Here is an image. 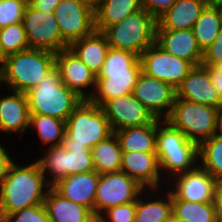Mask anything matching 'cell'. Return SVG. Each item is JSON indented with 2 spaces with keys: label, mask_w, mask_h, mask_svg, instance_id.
<instances>
[{
  "label": "cell",
  "mask_w": 222,
  "mask_h": 222,
  "mask_svg": "<svg viewBox=\"0 0 222 222\" xmlns=\"http://www.w3.org/2000/svg\"><path fill=\"white\" fill-rule=\"evenodd\" d=\"M45 178L37 161L24 167L12 162L0 186V220L7 214L44 204Z\"/></svg>",
  "instance_id": "cell-1"
},
{
  "label": "cell",
  "mask_w": 222,
  "mask_h": 222,
  "mask_svg": "<svg viewBox=\"0 0 222 222\" xmlns=\"http://www.w3.org/2000/svg\"><path fill=\"white\" fill-rule=\"evenodd\" d=\"M112 134L101 106L82 100L66 121L62 145L66 150H91Z\"/></svg>",
  "instance_id": "cell-2"
},
{
  "label": "cell",
  "mask_w": 222,
  "mask_h": 222,
  "mask_svg": "<svg viewBox=\"0 0 222 222\" xmlns=\"http://www.w3.org/2000/svg\"><path fill=\"white\" fill-rule=\"evenodd\" d=\"M25 95L29 114L47 115L63 121H67L83 100L62 82L56 67Z\"/></svg>",
  "instance_id": "cell-3"
},
{
  "label": "cell",
  "mask_w": 222,
  "mask_h": 222,
  "mask_svg": "<svg viewBox=\"0 0 222 222\" xmlns=\"http://www.w3.org/2000/svg\"><path fill=\"white\" fill-rule=\"evenodd\" d=\"M56 54L30 48L7 56L2 81L14 91L26 93L55 68Z\"/></svg>",
  "instance_id": "cell-4"
},
{
  "label": "cell",
  "mask_w": 222,
  "mask_h": 222,
  "mask_svg": "<svg viewBox=\"0 0 222 222\" xmlns=\"http://www.w3.org/2000/svg\"><path fill=\"white\" fill-rule=\"evenodd\" d=\"M157 20L143 8L121 22L107 27L105 35L110 48L126 50L137 56L156 43Z\"/></svg>",
  "instance_id": "cell-5"
},
{
  "label": "cell",
  "mask_w": 222,
  "mask_h": 222,
  "mask_svg": "<svg viewBox=\"0 0 222 222\" xmlns=\"http://www.w3.org/2000/svg\"><path fill=\"white\" fill-rule=\"evenodd\" d=\"M160 122L166 126L159 127ZM156 154L160 170L172 172V175L193 170L194 163L199 158L198 145L195 142L190 141L168 121L159 119H157Z\"/></svg>",
  "instance_id": "cell-6"
},
{
  "label": "cell",
  "mask_w": 222,
  "mask_h": 222,
  "mask_svg": "<svg viewBox=\"0 0 222 222\" xmlns=\"http://www.w3.org/2000/svg\"><path fill=\"white\" fill-rule=\"evenodd\" d=\"M166 121L199 146L218 133L219 108L176 97Z\"/></svg>",
  "instance_id": "cell-7"
},
{
  "label": "cell",
  "mask_w": 222,
  "mask_h": 222,
  "mask_svg": "<svg viewBox=\"0 0 222 222\" xmlns=\"http://www.w3.org/2000/svg\"><path fill=\"white\" fill-rule=\"evenodd\" d=\"M30 48L59 53L69 48L63 39L54 12L38 11L27 4L22 20Z\"/></svg>",
  "instance_id": "cell-8"
},
{
  "label": "cell",
  "mask_w": 222,
  "mask_h": 222,
  "mask_svg": "<svg viewBox=\"0 0 222 222\" xmlns=\"http://www.w3.org/2000/svg\"><path fill=\"white\" fill-rule=\"evenodd\" d=\"M144 188L122 171L100 174L94 201L95 217L99 218L102 210L136 201Z\"/></svg>",
  "instance_id": "cell-9"
},
{
  "label": "cell",
  "mask_w": 222,
  "mask_h": 222,
  "mask_svg": "<svg viewBox=\"0 0 222 222\" xmlns=\"http://www.w3.org/2000/svg\"><path fill=\"white\" fill-rule=\"evenodd\" d=\"M139 59L142 72L172 85L175 89L194 67L189 61L165 52L156 43L149 46Z\"/></svg>",
  "instance_id": "cell-10"
},
{
  "label": "cell",
  "mask_w": 222,
  "mask_h": 222,
  "mask_svg": "<svg viewBox=\"0 0 222 222\" xmlns=\"http://www.w3.org/2000/svg\"><path fill=\"white\" fill-rule=\"evenodd\" d=\"M54 15L62 37L69 45L96 30L95 11L77 0H61Z\"/></svg>",
  "instance_id": "cell-11"
},
{
  "label": "cell",
  "mask_w": 222,
  "mask_h": 222,
  "mask_svg": "<svg viewBox=\"0 0 222 222\" xmlns=\"http://www.w3.org/2000/svg\"><path fill=\"white\" fill-rule=\"evenodd\" d=\"M133 96L155 117L166 121L176 99V89L159 79L141 72L132 91ZM168 109L163 114V110ZM164 115V117H163Z\"/></svg>",
  "instance_id": "cell-12"
},
{
  "label": "cell",
  "mask_w": 222,
  "mask_h": 222,
  "mask_svg": "<svg viewBox=\"0 0 222 222\" xmlns=\"http://www.w3.org/2000/svg\"><path fill=\"white\" fill-rule=\"evenodd\" d=\"M113 133L115 131L151 124L155 117L132 93L109 99L101 105Z\"/></svg>",
  "instance_id": "cell-13"
},
{
  "label": "cell",
  "mask_w": 222,
  "mask_h": 222,
  "mask_svg": "<svg viewBox=\"0 0 222 222\" xmlns=\"http://www.w3.org/2000/svg\"><path fill=\"white\" fill-rule=\"evenodd\" d=\"M176 187L171 193V199L188 202L210 203L214 201V190L217 180L199 164L191 171L177 174Z\"/></svg>",
  "instance_id": "cell-14"
},
{
  "label": "cell",
  "mask_w": 222,
  "mask_h": 222,
  "mask_svg": "<svg viewBox=\"0 0 222 222\" xmlns=\"http://www.w3.org/2000/svg\"><path fill=\"white\" fill-rule=\"evenodd\" d=\"M55 67L62 82L83 100H89L93 92H85L83 88L90 85L96 88V75L68 48L56 53ZM88 94V95H87Z\"/></svg>",
  "instance_id": "cell-15"
},
{
  "label": "cell",
  "mask_w": 222,
  "mask_h": 222,
  "mask_svg": "<svg viewBox=\"0 0 222 222\" xmlns=\"http://www.w3.org/2000/svg\"><path fill=\"white\" fill-rule=\"evenodd\" d=\"M176 97L214 108L222 107V99L211 83L209 70L202 64L190 70L177 87Z\"/></svg>",
  "instance_id": "cell-16"
},
{
  "label": "cell",
  "mask_w": 222,
  "mask_h": 222,
  "mask_svg": "<svg viewBox=\"0 0 222 222\" xmlns=\"http://www.w3.org/2000/svg\"><path fill=\"white\" fill-rule=\"evenodd\" d=\"M141 72L142 65L139 59L127 72L98 73L95 88L97 92L89 100L101 106L109 99L132 93Z\"/></svg>",
  "instance_id": "cell-17"
},
{
  "label": "cell",
  "mask_w": 222,
  "mask_h": 222,
  "mask_svg": "<svg viewBox=\"0 0 222 222\" xmlns=\"http://www.w3.org/2000/svg\"><path fill=\"white\" fill-rule=\"evenodd\" d=\"M156 44L165 52L189 61L193 66L202 64L204 52L192 29L156 30Z\"/></svg>",
  "instance_id": "cell-18"
},
{
  "label": "cell",
  "mask_w": 222,
  "mask_h": 222,
  "mask_svg": "<svg viewBox=\"0 0 222 222\" xmlns=\"http://www.w3.org/2000/svg\"><path fill=\"white\" fill-rule=\"evenodd\" d=\"M100 174L96 171L68 175L52 188L65 199L89 208L94 214V201Z\"/></svg>",
  "instance_id": "cell-19"
},
{
  "label": "cell",
  "mask_w": 222,
  "mask_h": 222,
  "mask_svg": "<svg viewBox=\"0 0 222 222\" xmlns=\"http://www.w3.org/2000/svg\"><path fill=\"white\" fill-rule=\"evenodd\" d=\"M160 165L156 152H122L121 171L142 187L158 189Z\"/></svg>",
  "instance_id": "cell-20"
},
{
  "label": "cell",
  "mask_w": 222,
  "mask_h": 222,
  "mask_svg": "<svg viewBox=\"0 0 222 222\" xmlns=\"http://www.w3.org/2000/svg\"><path fill=\"white\" fill-rule=\"evenodd\" d=\"M44 206L50 222H97L89 208L65 199L52 187L47 191Z\"/></svg>",
  "instance_id": "cell-21"
},
{
  "label": "cell",
  "mask_w": 222,
  "mask_h": 222,
  "mask_svg": "<svg viewBox=\"0 0 222 222\" xmlns=\"http://www.w3.org/2000/svg\"><path fill=\"white\" fill-rule=\"evenodd\" d=\"M30 114L25 93L14 91V94L0 98V131L22 132L30 126Z\"/></svg>",
  "instance_id": "cell-22"
},
{
  "label": "cell",
  "mask_w": 222,
  "mask_h": 222,
  "mask_svg": "<svg viewBox=\"0 0 222 222\" xmlns=\"http://www.w3.org/2000/svg\"><path fill=\"white\" fill-rule=\"evenodd\" d=\"M206 6L205 0H177L157 20V30L192 29Z\"/></svg>",
  "instance_id": "cell-23"
},
{
  "label": "cell",
  "mask_w": 222,
  "mask_h": 222,
  "mask_svg": "<svg viewBox=\"0 0 222 222\" xmlns=\"http://www.w3.org/2000/svg\"><path fill=\"white\" fill-rule=\"evenodd\" d=\"M109 44L102 32L95 30L91 35L72 42L69 49L97 76L100 72Z\"/></svg>",
  "instance_id": "cell-24"
},
{
  "label": "cell",
  "mask_w": 222,
  "mask_h": 222,
  "mask_svg": "<svg viewBox=\"0 0 222 222\" xmlns=\"http://www.w3.org/2000/svg\"><path fill=\"white\" fill-rule=\"evenodd\" d=\"M157 119L151 124L115 131L122 152H156Z\"/></svg>",
  "instance_id": "cell-25"
},
{
  "label": "cell",
  "mask_w": 222,
  "mask_h": 222,
  "mask_svg": "<svg viewBox=\"0 0 222 222\" xmlns=\"http://www.w3.org/2000/svg\"><path fill=\"white\" fill-rule=\"evenodd\" d=\"M141 9L142 0H100L95 11V29L103 32L107 27Z\"/></svg>",
  "instance_id": "cell-26"
},
{
  "label": "cell",
  "mask_w": 222,
  "mask_h": 222,
  "mask_svg": "<svg viewBox=\"0 0 222 222\" xmlns=\"http://www.w3.org/2000/svg\"><path fill=\"white\" fill-rule=\"evenodd\" d=\"M94 169L98 174L121 171L122 150L115 133L92 149Z\"/></svg>",
  "instance_id": "cell-27"
},
{
  "label": "cell",
  "mask_w": 222,
  "mask_h": 222,
  "mask_svg": "<svg viewBox=\"0 0 222 222\" xmlns=\"http://www.w3.org/2000/svg\"><path fill=\"white\" fill-rule=\"evenodd\" d=\"M221 26L222 14L220 8L214 5H207L192 28L203 52L214 42Z\"/></svg>",
  "instance_id": "cell-28"
},
{
  "label": "cell",
  "mask_w": 222,
  "mask_h": 222,
  "mask_svg": "<svg viewBox=\"0 0 222 222\" xmlns=\"http://www.w3.org/2000/svg\"><path fill=\"white\" fill-rule=\"evenodd\" d=\"M172 214L181 222H218L214 202L172 199Z\"/></svg>",
  "instance_id": "cell-29"
},
{
  "label": "cell",
  "mask_w": 222,
  "mask_h": 222,
  "mask_svg": "<svg viewBox=\"0 0 222 222\" xmlns=\"http://www.w3.org/2000/svg\"><path fill=\"white\" fill-rule=\"evenodd\" d=\"M202 168L217 181H222V135L216 133L198 146Z\"/></svg>",
  "instance_id": "cell-30"
},
{
  "label": "cell",
  "mask_w": 222,
  "mask_h": 222,
  "mask_svg": "<svg viewBox=\"0 0 222 222\" xmlns=\"http://www.w3.org/2000/svg\"><path fill=\"white\" fill-rule=\"evenodd\" d=\"M66 121L41 114H30L29 125L37 129L40 140L49 147L63 144ZM55 141V142H54Z\"/></svg>",
  "instance_id": "cell-31"
},
{
  "label": "cell",
  "mask_w": 222,
  "mask_h": 222,
  "mask_svg": "<svg viewBox=\"0 0 222 222\" xmlns=\"http://www.w3.org/2000/svg\"><path fill=\"white\" fill-rule=\"evenodd\" d=\"M166 202L161 200L147 201L136 200L135 222H165L172 215V199L170 191Z\"/></svg>",
  "instance_id": "cell-32"
},
{
  "label": "cell",
  "mask_w": 222,
  "mask_h": 222,
  "mask_svg": "<svg viewBox=\"0 0 222 222\" xmlns=\"http://www.w3.org/2000/svg\"><path fill=\"white\" fill-rule=\"evenodd\" d=\"M37 163L44 175L46 169L50 171V174L52 173V181L49 180L46 182V184H48L50 187L68 176L66 149L63 147V145L49 147V149L47 148L45 157L40 158Z\"/></svg>",
  "instance_id": "cell-33"
},
{
  "label": "cell",
  "mask_w": 222,
  "mask_h": 222,
  "mask_svg": "<svg viewBox=\"0 0 222 222\" xmlns=\"http://www.w3.org/2000/svg\"><path fill=\"white\" fill-rule=\"evenodd\" d=\"M0 43L7 56L30 49L22 22L1 28Z\"/></svg>",
  "instance_id": "cell-34"
},
{
  "label": "cell",
  "mask_w": 222,
  "mask_h": 222,
  "mask_svg": "<svg viewBox=\"0 0 222 222\" xmlns=\"http://www.w3.org/2000/svg\"><path fill=\"white\" fill-rule=\"evenodd\" d=\"M138 60L139 56L132 52L109 48L99 73L127 72Z\"/></svg>",
  "instance_id": "cell-35"
},
{
  "label": "cell",
  "mask_w": 222,
  "mask_h": 222,
  "mask_svg": "<svg viewBox=\"0 0 222 222\" xmlns=\"http://www.w3.org/2000/svg\"><path fill=\"white\" fill-rule=\"evenodd\" d=\"M28 0H0V29L22 22Z\"/></svg>",
  "instance_id": "cell-36"
},
{
  "label": "cell",
  "mask_w": 222,
  "mask_h": 222,
  "mask_svg": "<svg viewBox=\"0 0 222 222\" xmlns=\"http://www.w3.org/2000/svg\"><path fill=\"white\" fill-rule=\"evenodd\" d=\"M68 175L95 171L91 150H66Z\"/></svg>",
  "instance_id": "cell-37"
},
{
  "label": "cell",
  "mask_w": 222,
  "mask_h": 222,
  "mask_svg": "<svg viewBox=\"0 0 222 222\" xmlns=\"http://www.w3.org/2000/svg\"><path fill=\"white\" fill-rule=\"evenodd\" d=\"M0 222H50V219L44 204H42L24 208L16 213L7 214Z\"/></svg>",
  "instance_id": "cell-38"
},
{
  "label": "cell",
  "mask_w": 222,
  "mask_h": 222,
  "mask_svg": "<svg viewBox=\"0 0 222 222\" xmlns=\"http://www.w3.org/2000/svg\"><path fill=\"white\" fill-rule=\"evenodd\" d=\"M106 218L101 215L97 222H135L136 201L108 208Z\"/></svg>",
  "instance_id": "cell-39"
},
{
  "label": "cell",
  "mask_w": 222,
  "mask_h": 222,
  "mask_svg": "<svg viewBox=\"0 0 222 222\" xmlns=\"http://www.w3.org/2000/svg\"><path fill=\"white\" fill-rule=\"evenodd\" d=\"M222 63V26L214 42L204 51L202 65L215 66Z\"/></svg>",
  "instance_id": "cell-40"
},
{
  "label": "cell",
  "mask_w": 222,
  "mask_h": 222,
  "mask_svg": "<svg viewBox=\"0 0 222 222\" xmlns=\"http://www.w3.org/2000/svg\"><path fill=\"white\" fill-rule=\"evenodd\" d=\"M177 0H142V8L158 20Z\"/></svg>",
  "instance_id": "cell-41"
},
{
  "label": "cell",
  "mask_w": 222,
  "mask_h": 222,
  "mask_svg": "<svg viewBox=\"0 0 222 222\" xmlns=\"http://www.w3.org/2000/svg\"><path fill=\"white\" fill-rule=\"evenodd\" d=\"M206 67L209 70L211 83L222 99V63L215 66Z\"/></svg>",
  "instance_id": "cell-42"
},
{
  "label": "cell",
  "mask_w": 222,
  "mask_h": 222,
  "mask_svg": "<svg viewBox=\"0 0 222 222\" xmlns=\"http://www.w3.org/2000/svg\"><path fill=\"white\" fill-rule=\"evenodd\" d=\"M61 0H28V3L38 11L54 12Z\"/></svg>",
  "instance_id": "cell-43"
},
{
  "label": "cell",
  "mask_w": 222,
  "mask_h": 222,
  "mask_svg": "<svg viewBox=\"0 0 222 222\" xmlns=\"http://www.w3.org/2000/svg\"><path fill=\"white\" fill-rule=\"evenodd\" d=\"M13 160L10 159L9 154L5 151V149L0 145V186L4 181L8 169L12 164Z\"/></svg>",
  "instance_id": "cell-44"
},
{
  "label": "cell",
  "mask_w": 222,
  "mask_h": 222,
  "mask_svg": "<svg viewBox=\"0 0 222 222\" xmlns=\"http://www.w3.org/2000/svg\"><path fill=\"white\" fill-rule=\"evenodd\" d=\"M214 205L218 222H222V181H217L214 190Z\"/></svg>",
  "instance_id": "cell-45"
},
{
  "label": "cell",
  "mask_w": 222,
  "mask_h": 222,
  "mask_svg": "<svg viewBox=\"0 0 222 222\" xmlns=\"http://www.w3.org/2000/svg\"><path fill=\"white\" fill-rule=\"evenodd\" d=\"M77 1L85 4L86 6L93 9L94 11L97 10L100 3V0H77Z\"/></svg>",
  "instance_id": "cell-46"
},
{
  "label": "cell",
  "mask_w": 222,
  "mask_h": 222,
  "mask_svg": "<svg viewBox=\"0 0 222 222\" xmlns=\"http://www.w3.org/2000/svg\"><path fill=\"white\" fill-rule=\"evenodd\" d=\"M6 59H7V55L5 54V52L3 51L2 45L0 43V63H2V66L0 67V69L2 70L5 66L6 63Z\"/></svg>",
  "instance_id": "cell-47"
},
{
  "label": "cell",
  "mask_w": 222,
  "mask_h": 222,
  "mask_svg": "<svg viewBox=\"0 0 222 222\" xmlns=\"http://www.w3.org/2000/svg\"><path fill=\"white\" fill-rule=\"evenodd\" d=\"M222 135V107L219 109V122H218V132Z\"/></svg>",
  "instance_id": "cell-48"
},
{
  "label": "cell",
  "mask_w": 222,
  "mask_h": 222,
  "mask_svg": "<svg viewBox=\"0 0 222 222\" xmlns=\"http://www.w3.org/2000/svg\"><path fill=\"white\" fill-rule=\"evenodd\" d=\"M207 5H214V6H218L222 0H205Z\"/></svg>",
  "instance_id": "cell-49"
},
{
  "label": "cell",
  "mask_w": 222,
  "mask_h": 222,
  "mask_svg": "<svg viewBox=\"0 0 222 222\" xmlns=\"http://www.w3.org/2000/svg\"><path fill=\"white\" fill-rule=\"evenodd\" d=\"M165 222H181L179 221L174 214H172Z\"/></svg>",
  "instance_id": "cell-50"
},
{
  "label": "cell",
  "mask_w": 222,
  "mask_h": 222,
  "mask_svg": "<svg viewBox=\"0 0 222 222\" xmlns=\"http://www.w3.org/2000/svg\"><path fill=\"white\" fill-rule=\"evenodd\" d=\"M218 7L220 8L222 14V2L218 5Z\"/></svg>",
  "instance_id": "cell-51"
},
{
  "label": "cell",
  "mask_w": 222,
  "mask_h": 222,
  "mask_svg": "<svg viewBox=\"0 0 222 222\" xmlns=\"http://www.w3.org/2000/svg\"><path fill=\"white\" fill-rule=\"evenodd\" d=\"M2 81V70L0 69V83Z\"/></svg>",
  "instance_id": "cell-52"
}]
</instances>
